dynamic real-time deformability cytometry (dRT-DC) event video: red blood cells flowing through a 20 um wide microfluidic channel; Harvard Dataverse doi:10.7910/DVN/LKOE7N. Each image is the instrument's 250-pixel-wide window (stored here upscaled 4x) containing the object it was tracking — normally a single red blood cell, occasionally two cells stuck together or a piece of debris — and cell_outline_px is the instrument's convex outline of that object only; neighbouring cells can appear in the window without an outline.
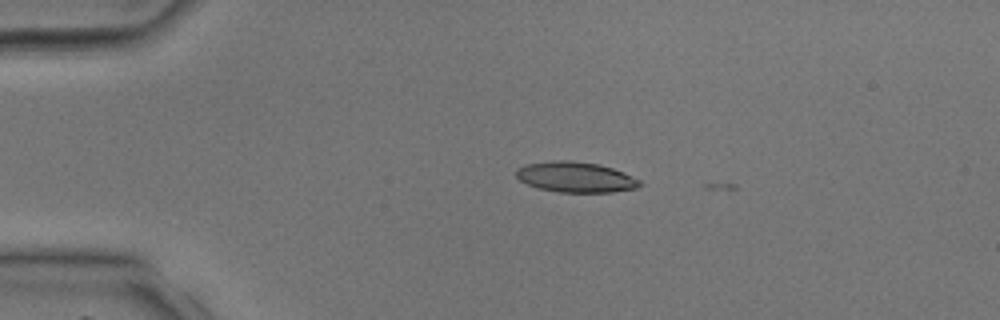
{"species": "common noctule bat (a hibernating species)", "species_latin": "Nyctalus noctula", "temperature_condition": "room temperature", "stored_images_in_passage": 3, "camera_frame_rate_fps": 3000, "um_per_image_px": 0.085, "animal": {"sex": "male", "body_mass_g": 17.9, "forearm_length_mm": 54.2}, "frame": {"image": 1, "passage_image": 2, "time_ms": 0.333, "image_size_px": [1000, 320], "cell_outline_px": [[644, 184], [636, 188], [612, 192], [560, 192], [540, 188], [528, 184], [520, 180], [516, 176], [516, 168], [524, 164], [552, 160], [572, 160], [600, 164], [624, 172], [640, 180]], "centroid_in_image_um": [48.94, 15.04], "position_along_channel_um": 36.1, "area_um2": 22.08}}